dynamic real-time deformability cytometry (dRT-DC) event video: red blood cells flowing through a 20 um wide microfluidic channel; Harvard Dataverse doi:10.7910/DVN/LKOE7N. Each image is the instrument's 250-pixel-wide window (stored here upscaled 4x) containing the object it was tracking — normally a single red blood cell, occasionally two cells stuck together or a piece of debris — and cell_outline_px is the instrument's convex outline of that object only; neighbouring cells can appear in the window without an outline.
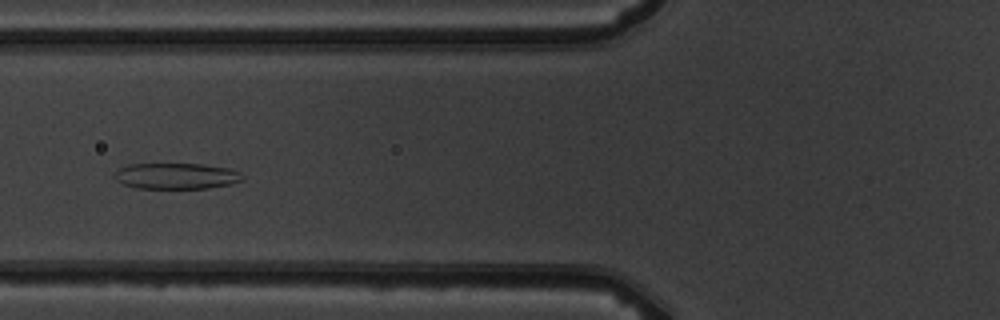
{"species": "common noctule bat (a hibernating species)", "species_latin": "Nyctalus noctula", "temperature_condition": "warm", "stored_images_in_passage": 8, "camera_frame_rate_fps": 3000, "um_per_image_px": 0.085, "animal": {"sex": "male", "body_mass_g": 19.5, "forearm_length_mm": 54.6}, "frame": {"image": 1, "passage_image": 5, "time_ms": 4.667, "image_size_px": [1000, 320], "cell_outline_px": [[244, 180], [232, 184], [208, 188], [136, 188], [124, 184], [116, 180], [116, 172], [120, 168], [128, 164], [204, 164], [228, 168], [240, 172], [244, 176]], "centroid_in_image_um": [15.04, 14.96], "position_along_channel_um": 110.8, "area_um2": 19.36}}
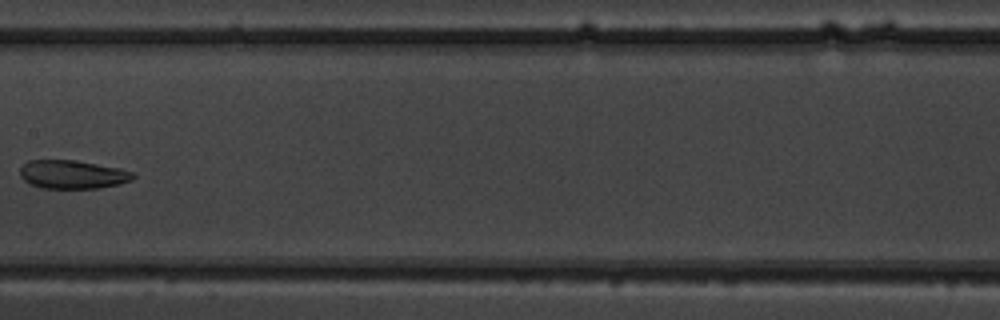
{"frame": {"image": 2, "passage_image": 7, "time_ms": 7.0, "image_size_px": [1000, 320], "cell_outline_px": [[136, 176], [132, 180], [120, 184], [100, 188], [40, 188], [24, 180], [20, 176], [20, 168], [28, 160], [76, 160], [120, 168], [132, 172]], "centroid_in_image_um": [6.18, 14.83], "position_along_channel_um": 201.2, "area_um2": 18.84}}
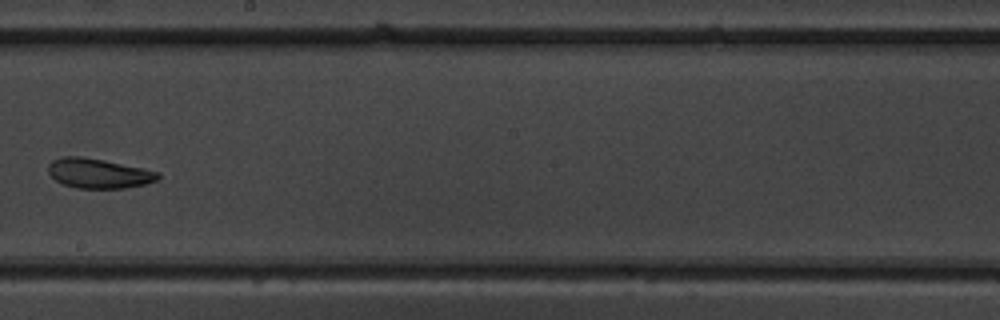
{"frame": {"image": 3, "passage_image": 8, "time_ms": 8.0, "image_size_px": [1000, 320], "cell_outline_px": [[160, 176], [156, 180], [144, 184], [124, 188], [76, 188], [64, 184], [56, 180], [48, 172], [48, 164], [52, 160], [60, 156], [80, 156], [104, 160], [144, 168], [160, 172]], "centroid_in_image_um": [8.37, 14.72], "position_along_channel_um": 239.8, "area_um2": 19.02}}